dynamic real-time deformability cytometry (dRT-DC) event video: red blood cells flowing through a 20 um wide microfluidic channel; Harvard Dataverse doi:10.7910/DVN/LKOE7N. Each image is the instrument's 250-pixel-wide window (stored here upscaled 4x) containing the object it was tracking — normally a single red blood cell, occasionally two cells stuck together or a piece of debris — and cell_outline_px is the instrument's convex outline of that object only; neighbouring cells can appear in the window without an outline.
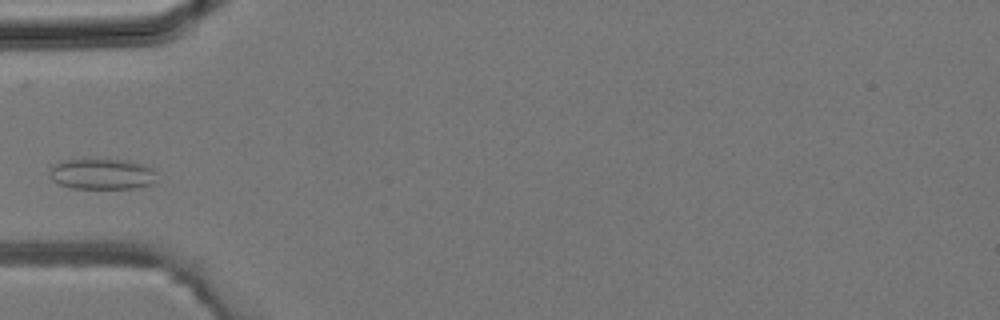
{"species": "common noctule bat (a hibernating species)", "species_latin": "Nyctalus noctula", "temperature_condition": "room temperature", "stored_images_in_passage": 1, "camera_frame_rate_fps": 3000, "um_per_image_px": 0.085, "animal": {"sex": "male", "body_mass_g": 19.2, "forearm_length_mm": 51.8}, "frame": {"image": 1, "passage_image": 1, "time_ms": 0.0, "image_size_px": [1000, 320], "cell_outline_px": [[156, 184], [136, 188], [72, 188], [60, 184], [52, 180], [48, 172], [52, 164], [64, 160], [124, 160], [144, 164], [152, 168]], "centroid_in_image_um": [8.66, 14.8], "position_along_channel_um": 76.3, "area_um2": 19.19}}